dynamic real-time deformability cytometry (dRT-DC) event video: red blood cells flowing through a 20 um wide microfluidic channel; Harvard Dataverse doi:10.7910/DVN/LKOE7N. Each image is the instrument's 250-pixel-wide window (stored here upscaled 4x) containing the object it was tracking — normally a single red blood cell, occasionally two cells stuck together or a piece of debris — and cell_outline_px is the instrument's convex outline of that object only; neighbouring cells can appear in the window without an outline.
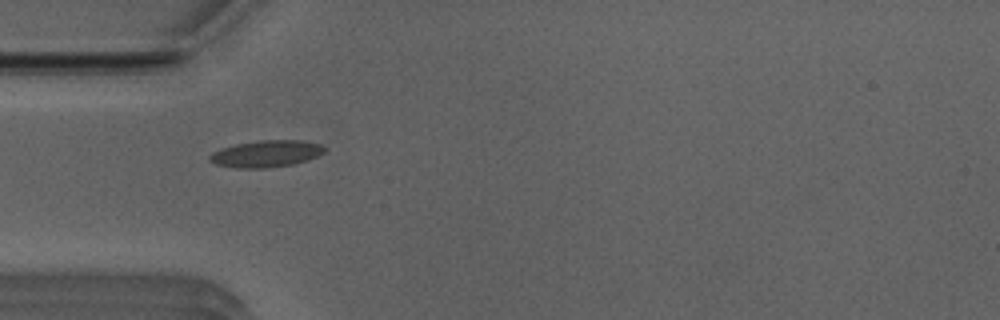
{"species": "Egyptian fruit bat (a non-hibernating species)", "species_latin": "Rousettus aegyptiacus", "temperature_condition": "room temperature", "stored_images_in_passage": 7, "camera_frame_rate_fps": 3000, "um_per_image_px": 0.085, "animal": {"sex": "male"}, "frame": {"image": 1, "passage_image": 1, "time_ms": 0.0, "image_size_px": [1000, 320], "cell_outline_px": [[324, 152], [308, 160], [292, 164], [264, 168], [236, 168], [216, 164], [208, 160], [208, 156], [212, 152], [220, 148], [236, 144], [260, 140], [296, 140], [320, 144], [324, 148]], "centroid_in_image_um": [22.56, 13.07], "position_along_channel_um": 62.4, "area_um2": 17.8}}